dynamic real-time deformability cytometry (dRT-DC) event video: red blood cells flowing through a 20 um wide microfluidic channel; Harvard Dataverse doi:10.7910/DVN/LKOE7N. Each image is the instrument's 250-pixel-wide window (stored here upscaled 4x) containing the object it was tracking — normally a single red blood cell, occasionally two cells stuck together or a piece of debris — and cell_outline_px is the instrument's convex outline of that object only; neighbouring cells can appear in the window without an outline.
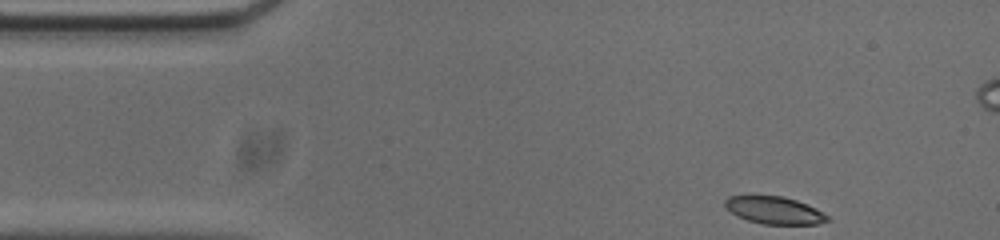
{"species": "common noctule bat (a hibernating species)", "species_latin": "Nyctalus noctula", "temperature_condition": "cold", "stored_images_in_passage": 50, "camera_frame_rate_fps": 3000, "um_per_image_px": 0.085, "animal": {"sex": "male", "body_mass_g": 20.0, "forearm_length_mm": 53.3}, "frame": {"image": 1, "passage_image": 1, "time_ms": 0.0, "image_size_px": [1000, 240], "cell_outline_px": [[832, 220], [816, 224], [764, 224], [748, 220], [736, 216], [724, 204], [724, 200], [728, 196], [784, 196], [796, 200], [828, 216]], "centroid_in_image_um": [65.79, 17.88], "position_along_channel_um": 19.2, "area_um2": 16.01}}
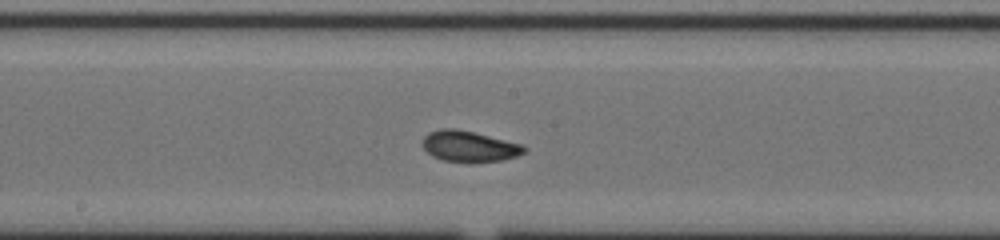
{"frame": {"image": 2, "passage_image": 22, "time_ms": 7.0, "image_size_px": [1000, 240], "cell_outline_px": [[528, 148], [524, 152], [516, 156], [504, 160], [472, 164], [444, 160], [432, 156], [420, 144], [424, 136], [428, 132], [440, 128], [452, 128], [472, 132], [524, 144]], "centroid_in_image_um": [39.88, 12.46], "position_along_channel_um": 208.3, "area_um2": 18.73}}
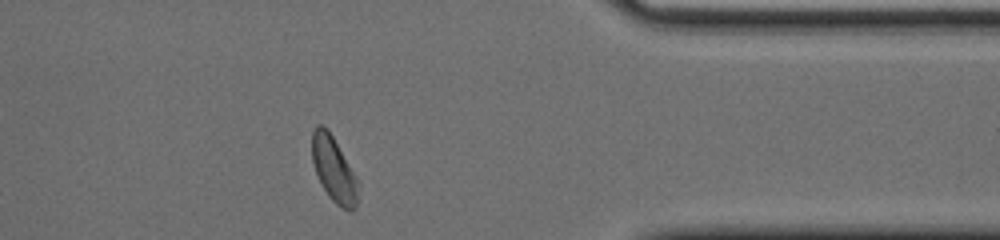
{"frame": {"image": 3, "passage_image": 38, "time_ms": 12.333, "image_size_px": [1000, 240], "cell_outline_px": [[360, 184], [356, 208], [352, 212], [348, 212], [340, 208], [328, 196], [320, 184], [312, 160], [312, 132], [316, 124], [320, 124], [328, 128], [356, 176]], "centroid_in_image_um": [28.39, 14.44], "position_along_channel_um": 383.0, "area_um2": 17.92}, "authors_computed_cell_mechanics": {"area_um2": 18.2359, "velocity_mm_per_s": 3.6835, "shape_relaxation_time_tau1_ms": 2.7854, "shape_relaxation_time_tau2_ms": 4.6267, "deformation_change_tau1": 0.0846, "deformation_change_tau2": 0.0966}}